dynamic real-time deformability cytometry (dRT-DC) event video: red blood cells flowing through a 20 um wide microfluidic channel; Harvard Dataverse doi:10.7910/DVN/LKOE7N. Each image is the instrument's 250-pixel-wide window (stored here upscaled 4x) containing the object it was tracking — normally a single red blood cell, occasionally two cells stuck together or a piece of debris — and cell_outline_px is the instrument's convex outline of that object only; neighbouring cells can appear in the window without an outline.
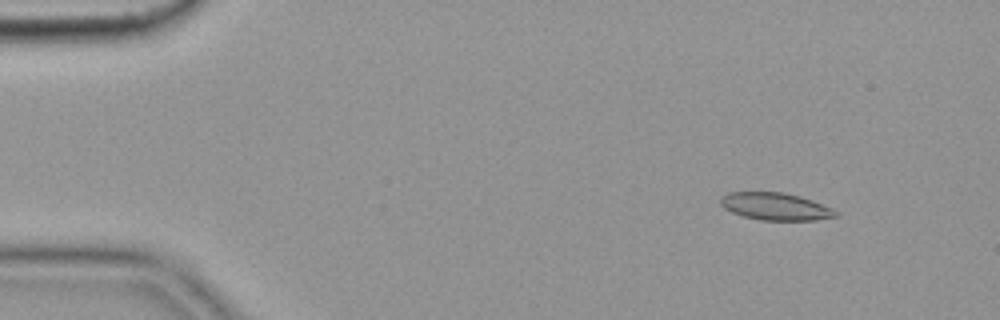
{"species": "common noctule bat (a hibernating species)", "species_latin": "Nyctalus noctula", "temperature_condition": "cold", "stored_images_in_passage": 53, "camera_frame_rate_fps": 3000, "um_per_image_px": 0.085, "animal": {"sex": "female", "body_mass_g": 19.9}, "frame": {"image": 1, "passage_image": 4, "time_ms": 1.0, "image_size_px": [1000, 320], "cell_outline_px": [[840, 216], [816, 220], [760, 220], [744, 216], [732, 212], [724, 208], [720, 204], [720, 196], [728, 192], [784, 192], [800, 196], [812, 200], [832, 208], [840, 212]], "centroid_in_image_um": [65.94, 17.55], "position_along_channel_um": 19.1, "area_um2": 18.55}}
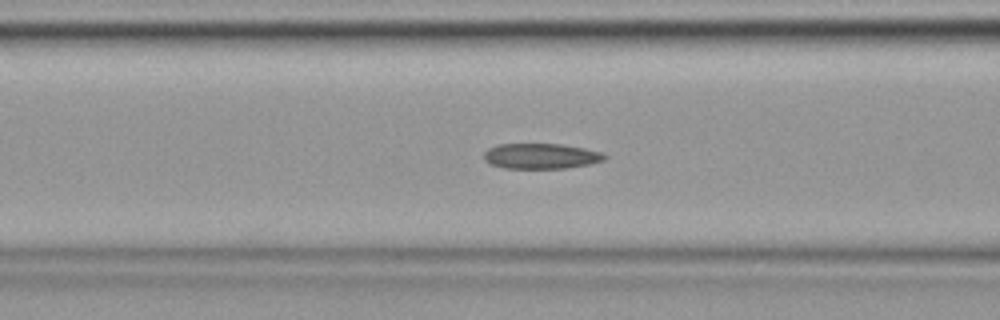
{"frame": {"image": 2, "passage_image": 20, "time_ms": 6.333, "image_size_px": [1000, 320], "cell_outline_px": [[608, 156], [604, 160], [588, 164], [564, 168], [504, 168], [492, 164], [484, 160], [484, 152], [488, 148], [500, 144], [560, 144], [584, 148], [600, 152]], "centroid_in_image_um": [45.97, 13.26], "position_along_channel_um": 120.6, "area_um2": 17.69}}
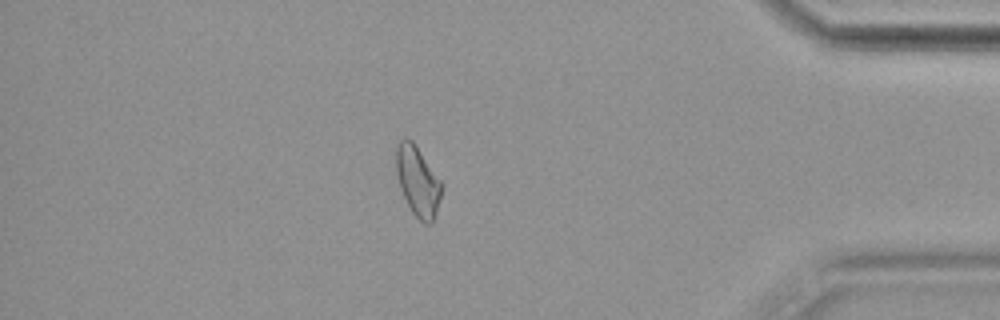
{"frame": {"image": 3, "passage_image": 46, "time_ms": 15.0, "image_size_px": [1000, 320], "cell_outline_px": [[444, 188], [432, 224], [424, 224], [412, 212], [400, 188], [396, 172], [396, 144], [404, 136], [412, 140], [444, 184]], "centroid_in_image_um": [35.52, 15.39], "position_along_channel_um": 399.7, "area_um2": 18.73}, "authors_computed_cell_mechanics": {"area_um2": 18.4382, "velocity_mm_per_s": 3.6319, "shape_relaxation_time_tau1_ms": null, "shape_relaxation_time_tau2_ms": 5.6272, "deformation_change_tau1": null, "deformation_change_tau2": 0.138}}